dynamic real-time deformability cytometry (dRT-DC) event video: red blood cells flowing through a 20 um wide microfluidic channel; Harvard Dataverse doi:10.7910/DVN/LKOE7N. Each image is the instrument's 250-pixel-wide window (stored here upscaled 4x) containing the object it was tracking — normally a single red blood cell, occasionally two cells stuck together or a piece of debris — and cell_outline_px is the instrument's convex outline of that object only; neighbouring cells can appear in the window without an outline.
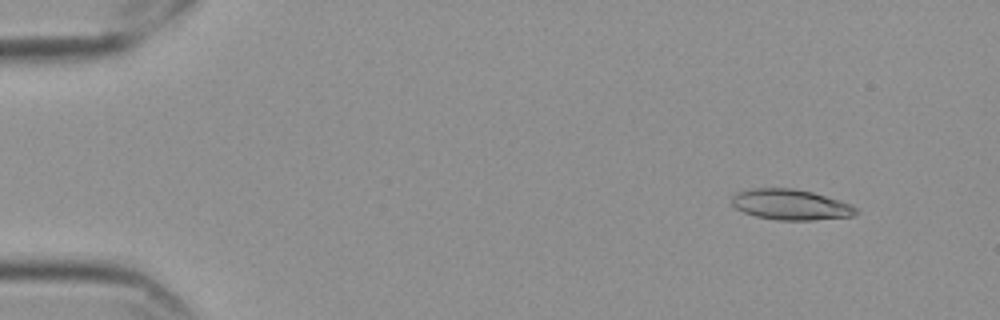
{"species": "Egyptian fruit bat (a non-hibernating species)", "species_latin": "Rousettus aegyptiacus", "temperature_condition": "cold", "stored_images_in_passage": 13, "camera_frame_rate_fps": 3000, "um_per_image_px": 0.085, "frame": {"image": 1, "passage_image": 2, "time_ms": 0.333, "image_size_px": [1000, 320], "cell_outline_px": [[860, 212], [852, 216], [812, 220], [776, 220], [756, 216], [744, 212], [736, 208], [732, 204], [732, 196], [736, 192], [752, 188], [792, 188], [812, 192], [852, 204]], "centroid_in_image_um": [67.2, 17.39], "position_along_channel_um": 17.8, "area_um2": 22.14}}